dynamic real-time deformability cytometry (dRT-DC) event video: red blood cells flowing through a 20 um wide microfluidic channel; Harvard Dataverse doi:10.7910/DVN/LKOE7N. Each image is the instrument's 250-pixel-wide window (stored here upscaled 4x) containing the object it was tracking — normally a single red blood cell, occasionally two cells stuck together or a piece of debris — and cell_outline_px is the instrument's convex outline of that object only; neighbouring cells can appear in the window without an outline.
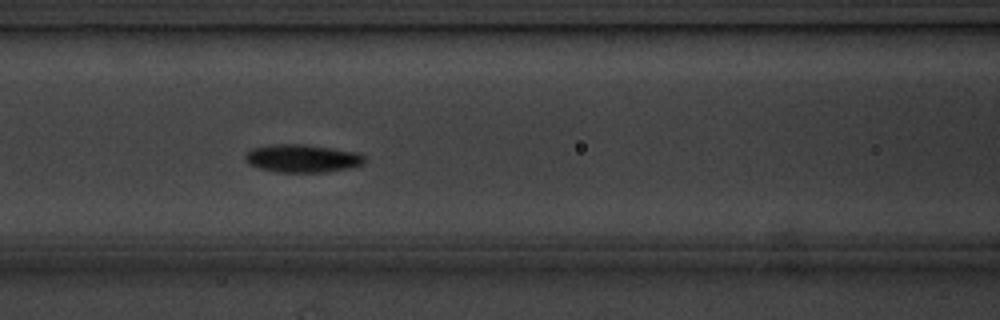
{"species": "common noctule bat (a hibernating species)", "species_latin": "Nyctalus noctula", "temperature_condition": "cold", "stored_images_in_passage": 6, "camera_frame_rate_fps": 3000, "um_per_image_px": 0.085, "animal": {"sex": "male", "body_mass_g": 20.1, "forearm_length_mm": 53.5}, "frame": {"image": 1, "passage_image": 6, "time_ms": 5.667, "image_size_px": [1000, 320], "cell_outline_px": [[364, 164], [348, 168], [324, 172], [276, 172], [260, 168], [248, 164], [244, 160], [244, 152], [252, 148], [272, 144], [300, 144], [332, 148], [360, 152], [364, 156]], "centroid_in_image_um": [25.66, 13.46], "position_along_channel_um": 140.9, "area_um2": 19.59}}